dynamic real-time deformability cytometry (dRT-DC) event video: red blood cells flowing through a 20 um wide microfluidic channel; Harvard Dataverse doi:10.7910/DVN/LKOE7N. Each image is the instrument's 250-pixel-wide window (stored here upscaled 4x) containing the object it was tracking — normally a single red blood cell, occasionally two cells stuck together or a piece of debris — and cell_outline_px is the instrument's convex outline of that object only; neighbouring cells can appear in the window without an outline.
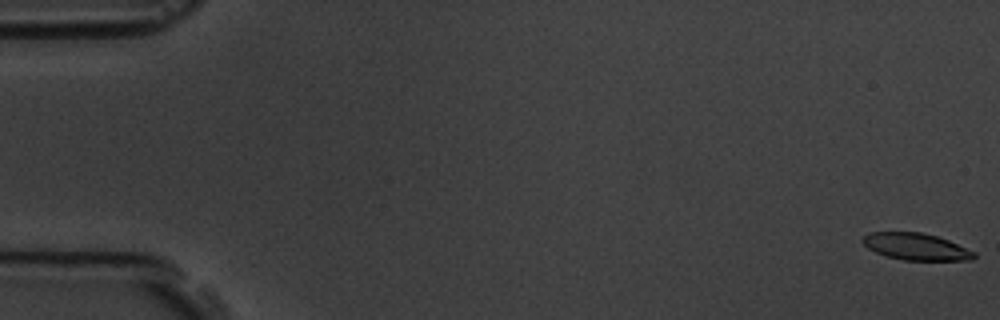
{"species": "common noctule bat (a hibernating species)", "species_latin": "Nyctalus noctula", "temperature_condition": "room temperature", "stored_images_in_passage": 5, "camera_frame_rate_fps": 3000, "um_per_image_px": 0.085, "animal": {"sex": "male", "body_mass_g": 19.5, "forearm_length_mm": 54.6}, "frame": {"image": 1, "passage_image": 1, "time_ms": 0.0, "image_size_px": [1000, 320], "cell_outline_px": [[976, 256], [972, 260], [904, 260], [888, 256], [876, 252], [868, 248], [860, 240], [868, 232], [920, 232], [936, 236], [948, 240], [976, 252]], "centroid_in_image_um": [77.86, 20.96], "position_along_channel_um": 7.1, "area_um2": 17.34}}
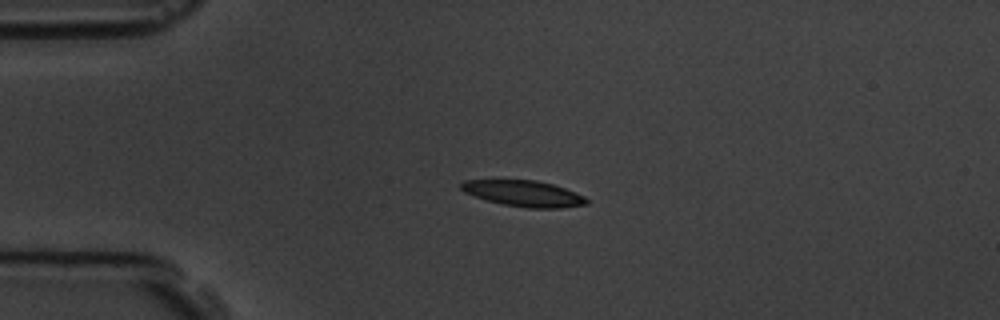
{"frame": {"image": 2, "passage_image": 4, "time_ms": 4.333, "image_size_px": [1000, 320], "cell_outline_px": [[588, 204], [560, 208], [528, 208], [504, 204], [488, 200], [464, 192], [460, 188], [460, 184], [464, 180], [536, 180], [552, 184], [564, 188], [584, 196], [588, 200]], "centroid_in_image_um": [44.52, 16.44], "position_along_channel_um": 40.5, "area_um2": 18.79}}